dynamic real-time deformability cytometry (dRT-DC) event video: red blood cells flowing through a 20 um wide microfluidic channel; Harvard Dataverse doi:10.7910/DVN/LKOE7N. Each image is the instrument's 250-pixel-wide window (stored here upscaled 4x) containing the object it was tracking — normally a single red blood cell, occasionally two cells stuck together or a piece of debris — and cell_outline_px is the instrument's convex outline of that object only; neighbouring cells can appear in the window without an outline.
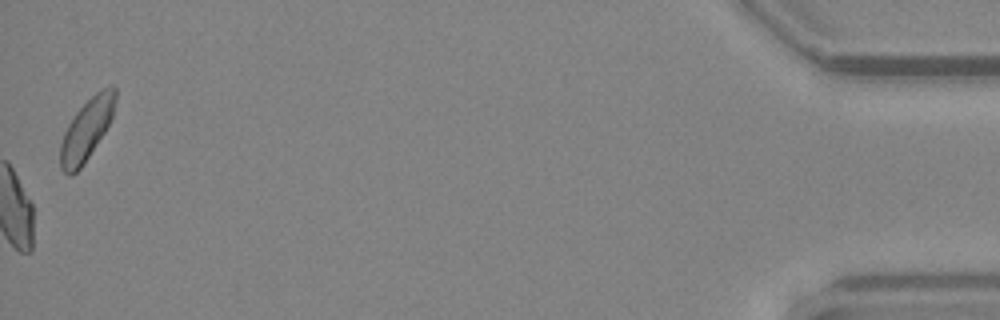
{"species": "common noctule bat (a hibernating species)", "species_latin": "Nyctalus noctula", "temperature_condition": "warm", "stored_images_in_passage": 53, "camera_frame_rate_fps": 3000, "um_per_image_px": 0.085, "animal": {"sex": "female", "body_mass_g": 24.6, "forearm_length_mm": 56.2}, "frame": {"image": 1, "passage_image": 53, "time_ms": 17.333, "image_size_px": [1000, 320], "cell_outline_px": [[116, 100], [112, 116], [104, 132], [84, 164], [72, 176], [68, 176], [60, 168], [60, 144], [64, 132], [68, 124], [76, 112], [100, 88], [112, 84], [116, 88]], "centroid_in_image_um": [7.35, 11.01], "position_along_channel_um": 427.8, "area_um2": 19.65}, "authors_computed_cell_mechanics": {"area_um2": 20.1144, "velocity_mm_per_s": 4.0138, "shape_relaxation_time_tau1_ms": null, "shape_relaxation_time_tau2_ms": 2.5903, "deformation_change_tau1": null, "deformation_change_tau2": 0.08}}